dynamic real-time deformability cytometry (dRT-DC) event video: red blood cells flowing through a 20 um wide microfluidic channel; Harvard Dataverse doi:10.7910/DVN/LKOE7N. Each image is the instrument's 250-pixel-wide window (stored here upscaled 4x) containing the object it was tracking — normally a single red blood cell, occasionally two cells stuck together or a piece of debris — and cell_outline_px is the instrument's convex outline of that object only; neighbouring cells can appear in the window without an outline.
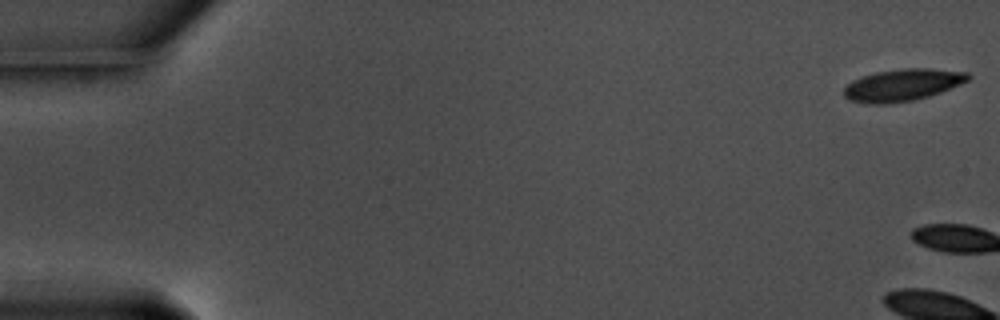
{"species": "common noctule bat (a hibernating species)", "species_latin": "Nyctalus noctula", "temperature_condition": "warm", "stored_images_in_passage": 3, "camera_frame_rate_fps": 3000, "um_per_image_px": 0.085, "animal": {"sex": "male", "body_mass_g": 17.5, "forearm_length_mm": 52.3}, "frame": {"image": 1, "passage_image": 1, "time_ms": 0.0, "image_size_px": [1000, 320], "cell_outline_px": [[972, 76], [968, 80], [960, 84], [940, 92], [928, 96], [912, 100], [888, 104], [868, 104], [848, 100], [844, 96], [844, 88], [852, 80], [876, 72], [904, 68], [932, 68], [968, 72]], "centroid_in_image_um": [76.71, 7.22], "position_along_channel_um": 8.3, "area_um2": 23.18}}